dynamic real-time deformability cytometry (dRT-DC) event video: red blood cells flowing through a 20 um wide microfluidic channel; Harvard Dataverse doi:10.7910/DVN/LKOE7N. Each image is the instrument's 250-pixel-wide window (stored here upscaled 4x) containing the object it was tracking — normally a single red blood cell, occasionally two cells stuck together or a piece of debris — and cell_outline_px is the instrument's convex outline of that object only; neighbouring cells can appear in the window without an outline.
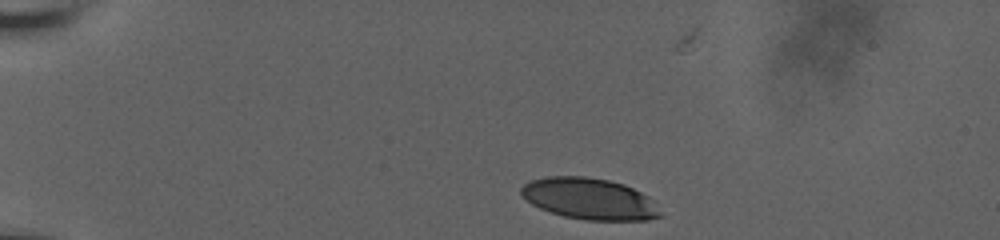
{"species": "human", "species_latin": "Homo sapiens", "temperature_condition": "room temperature", "stored_images_in_passage": 44, "camera_frame_rate_fps": 3000, "um_per_image_px": 0.085, "donor": {"sex": "male"}, "frame": {"image": 1, "passage_image": 1, "time_ms": 0.0, "image_size_px": [1000, 240], "cell_outline_px": [[664, 216], [648, 220], [584, 220], [564, 216], [540, 208], [532, 204], [520, 196], [520, 188], [524, 184], [532, 180], [548, 176], [584, 176], [608, 180], [624, 184], [648, 196], [652, 200]], "centroid_in_image_um": [50.1, 16.9], "position_along_channel_um": 34.9, "area_um2": 33.58}}
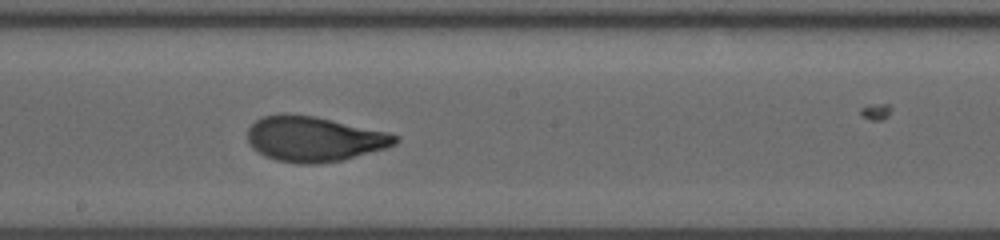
{"frame": {"image": 2, "passage_image": 19, "time_ms": 7.0, "image_size_px": [1000, 240], "cell_outline_px": [[400, 140], [396, 144], [384, 148], [340, 160], [316, 164], [296, 164], [276, 160], [264, 156], [252, 148], [248, 140], [248, 128], [256, 120], [264, 116], [316, 116], [388, 132], [400, 136]], "centroid_in_image_um": [26.72, 11.84], "position_along_channel_um": 221.5, "area_um2": 38.26}}
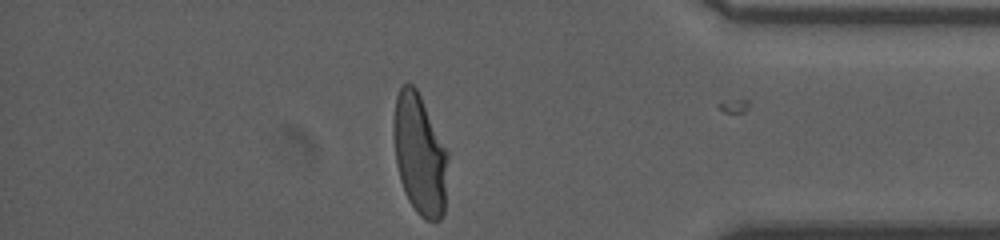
{"frame": {"image": 3, "passage_image": 43, "time_ms": 12.333, "image_size_px": [1000, 240], "cell_outline_px": [[448, 156], [444, 212], [440, 220], [424, 220], [416, 212], [408, 200], [404, 192], [400, 180], [396, 164], [392, 132], [392, 120], [396, 96], [400, 88], [404, 84], [412, 84], [416, 88], [448, 152]], "centroid_in_image_um": [35.64, 13.15], "position_along_channel_um": 399.6, "area_um2": 38.32}, "authors_computed_cell_mechanics": {"area_um2": 38.2636, "velocity_mm_per_s": 3.7675, "shape_relaxation_time_tau1_ms": 5.0842, "shape_relaxation_time_tau2_ms": 0.9499, "deformation_change_tau1": 0.2354, "deformation_change_tau2": 0.0705}}